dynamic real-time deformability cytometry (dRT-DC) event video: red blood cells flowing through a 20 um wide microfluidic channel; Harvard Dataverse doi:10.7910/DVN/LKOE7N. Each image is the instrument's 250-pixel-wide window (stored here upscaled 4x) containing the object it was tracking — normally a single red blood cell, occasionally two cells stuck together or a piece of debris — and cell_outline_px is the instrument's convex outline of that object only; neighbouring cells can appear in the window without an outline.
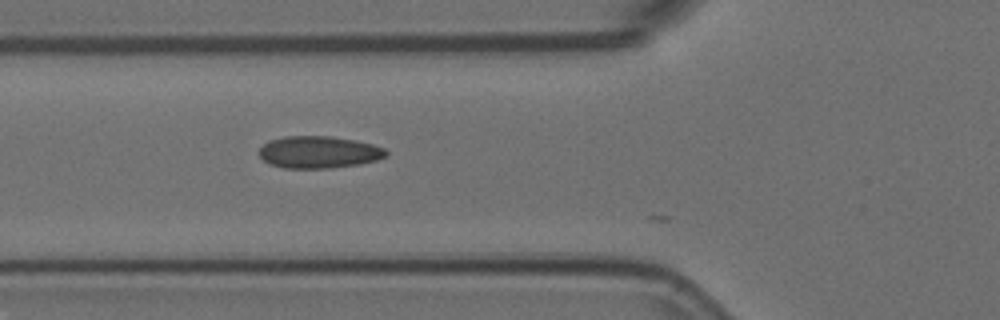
{"species": "Egyptian fruit bat (a non-hibernating species)", "species_latin": "Rousettus aegyptiacus", "temperature_condition": "room temperature", "stored_images_in_passage": 15, "camera_frame_rate_fps": 3000, "um_per_image_px": 0.085, "animal": {"sex": "female"}, "frame": {"image": 1, "passage_image": 4, "time_ms": 1.0, "image_size_px": [1000, 320], "cell_outline_px": [[388, 156], [376, 160], [360, 164], [328, 168], [284, 168], [268, 164], [256, 152], [268, 140], [284, 136], [332, 136], [356, 140], [372, 144], [384, 148], [388, 152]], "centroid_in_image_um": [27.08, 12.93], "position_along_channel_um": 98.7, "area_um2": 23.99}}
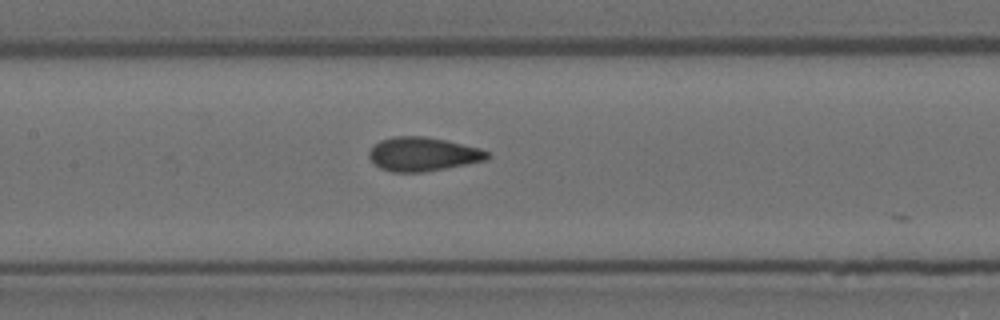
{"frame": {"image": 2, "passage_image": 10, "time_ms": 3.0, "image_size_px": [1000, 320], "cell_outline_px": [[492, 156], [488, 160], [424, 172], [392, 172], [380, 168], [368, 156], [368, 152], [380, 140], [392, 136], [424, 136], [444, 140], [480, 148], [488, 152]], "centroid_in_image_um": [35.96, 13.1], "position_along_channel_um": 171.4, "area_um2": 23.29}}
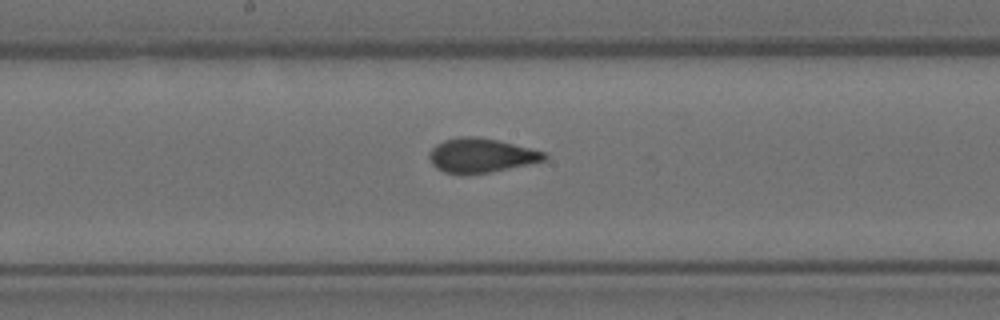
{"frame": {"image": 3, "passage_image": 13, "time_ms": 4.0, "image_size_px": [1000, 320], "cell_outline_px": [[548, 156], [544, 160], [508, 168], [488, 172], [444, 172], [436, 168], [432, 164], [428, 156], [432, 148], [436, 144], [444, 140], [460, 136], [476, 136], [496, 140], [544, 152]], "centroid_in_image_um": [40.84, 13.18], "position_along_channel_um": 207.4, "area_um2": 22.2}}